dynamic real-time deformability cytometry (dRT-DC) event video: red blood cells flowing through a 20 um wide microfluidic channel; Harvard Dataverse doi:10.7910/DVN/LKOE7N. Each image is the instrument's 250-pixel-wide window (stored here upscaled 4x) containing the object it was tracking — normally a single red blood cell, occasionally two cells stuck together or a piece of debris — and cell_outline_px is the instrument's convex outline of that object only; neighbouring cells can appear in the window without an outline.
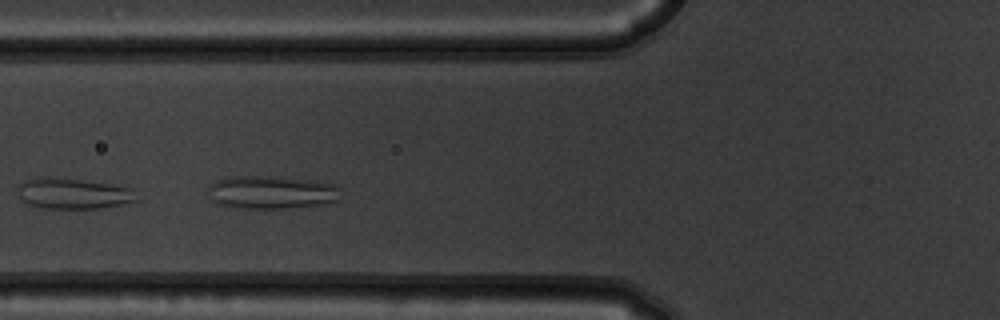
{"species": "common noctule bat (a hibernating species)", "species_latin": "Nyctalus noctula", "temperature_condition": "warm", "stored_images_in_passage": 15, "camera_frame_rate_fps": 3000, "um_per_image_px": 0.085, "animal": {"sex": "male", "body_mass_g": 19.5, "forearm_length_mm": 54.6}, "frame": {"image": 1, "passage_image": 11, "time_ms": 3.333, "image_size_px": [1000, 320], "cell_outline_px": [[340, 200], [320, 204], [284, 208], [240, 208], [216, 204], [208, 200], [204, 192], [216, 180], [228, 176], [272, 176], [316, 180], [336, 184], [340, 188]], "centroid_in_image_um": [23.02, 16.33], "position_along_channel_um": 102.8, "area_um2": 26.18}}